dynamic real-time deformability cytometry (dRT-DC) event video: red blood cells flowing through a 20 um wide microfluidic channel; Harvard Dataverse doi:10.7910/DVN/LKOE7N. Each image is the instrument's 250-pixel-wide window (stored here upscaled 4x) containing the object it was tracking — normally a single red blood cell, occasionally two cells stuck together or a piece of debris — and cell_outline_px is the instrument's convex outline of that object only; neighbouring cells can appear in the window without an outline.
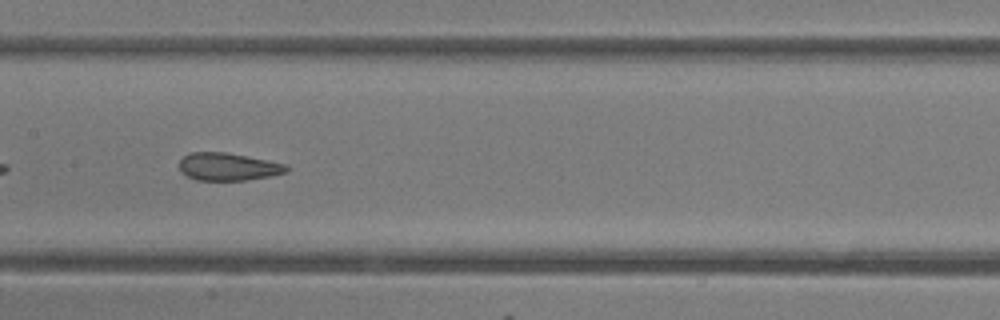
{"species": "common noctule bat (a hibernating species)", "species_latin": "Nyctalus noctula", "temperature_condition": "room temperature", "stored_images_in_passage": 34, "camera_frame_rate_fps": 3000, "um_per_image_px": 0.085, "animal": {"sex": "female"}, "frame": {"image": 1, "passage_image": 10, "time_ms": 3.0, "image_size_px": [1000, 320], "cell_outline_px": [[288, 172], [248, 180], [196, 180], [180, 172], [180, 160], [184, 156], [192, 152], [224, 152], [268, 160], [288, 164]], "centroid_in_image_um": [19.4, 14.17], "position_along_channel_um": 188.0, "area_um2": 17.22}, "authors_computed_cell_mechanics": {"area_um2": 18.3515, "velocity_mm_per_s": 4.204, "shape_relaxation_time_tau1_ms": null, "shape_relaxation_time_tau2_ms": 1.5371, "deformation_change_tau1": null, "deformation_change_tau2": 0.0953}}